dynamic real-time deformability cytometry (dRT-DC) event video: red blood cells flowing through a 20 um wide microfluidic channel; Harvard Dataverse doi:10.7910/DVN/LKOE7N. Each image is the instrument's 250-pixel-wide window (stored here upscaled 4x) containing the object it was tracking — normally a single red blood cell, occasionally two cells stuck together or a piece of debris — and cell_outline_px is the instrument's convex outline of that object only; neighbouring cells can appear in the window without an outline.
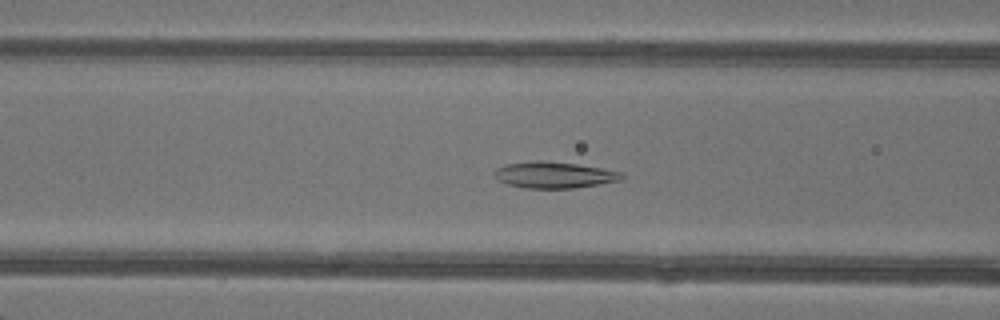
{"species": "common noctule bat (a hibernating species)", "species_latin": "Nyctalus noctula", "temperature_condition": "warm", "stored_images_in_passage": 36, "camera_frame_rate_fps": 3000, "um_per_image_px": 0.085, "animal": {"sex": "female"}, "frame": {"image": 1, "passage_image": 7, "time_ms": 2.0, "image_size_px": [1000, 320], "cell_outline_px": [[624, 176], [620, 180], [600, 184], [572, 188], [524, 188], [508, 184], [492, 176], [492, 172], [496, 168], [508, 164], [536, 160], [540, 160], [576, 164], [624, 172]], "centroid_in_image_um": [47.09, 14.87], "position_along_channel_um": 119.5, "area_um2": 19.48}}
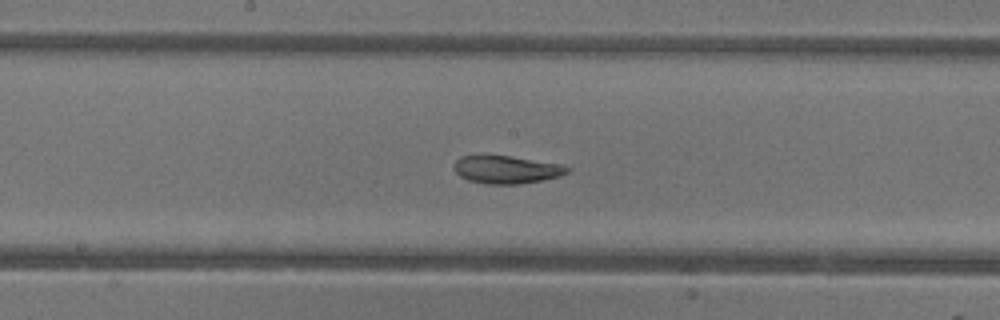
{"frame": {"image": 2, "passage_image": 13, "time_ms": 4.0, "image_size_px": [1000, 320], "cell_outline_px": [[572, 168], [568, 172], [560, 176], [520, 184], [488, 184], [468, 180], [460, 176], [456, 172], [456, 160], [460, 156], [512, 156], [564, 164]], "centroid_in_image_um": [43.12, 14.41], "position_along_channel_um": 205.1, "area_um2": 18.26}}
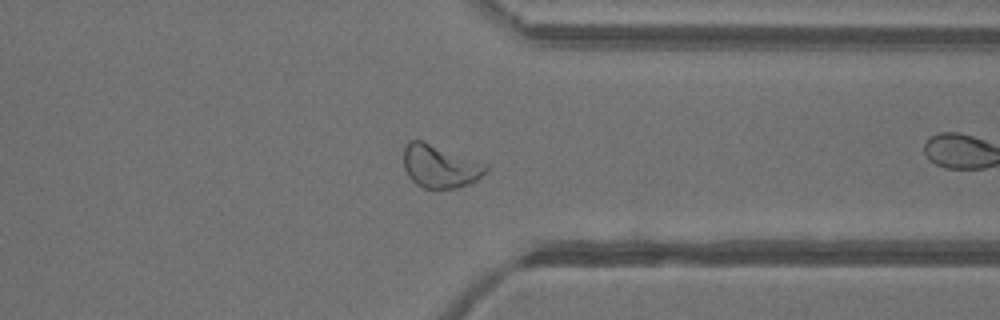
{"frame": {"image": 3, "passage_image": 25, "time_ms": 8.0, "image_size_px": [1000, 320], "cell_outline_px": [[488, 172], [476, 180], [468, 184], [456, 188], [424, 188], [416, 184], [408, 176], [404, 168], [404, 144], [408, 140], [420, 140], [488, 164]], "centroid_in_image_um": [37.4, 14.13], "position_along_channel_um": 374.0, "area_um2": 20.58}, "authors_computed_cell_mechanics": {"area_um2": 19.5364, "velocity_mm_per_s": 4.287, "shape_relaxation_time_tau1_ms": 9.5325, "shape_relaxation_time_tau2_ms": 2.9162, "deformation_change_tau1": 0.2243, "deformation_change_tau2": 0.0912}}